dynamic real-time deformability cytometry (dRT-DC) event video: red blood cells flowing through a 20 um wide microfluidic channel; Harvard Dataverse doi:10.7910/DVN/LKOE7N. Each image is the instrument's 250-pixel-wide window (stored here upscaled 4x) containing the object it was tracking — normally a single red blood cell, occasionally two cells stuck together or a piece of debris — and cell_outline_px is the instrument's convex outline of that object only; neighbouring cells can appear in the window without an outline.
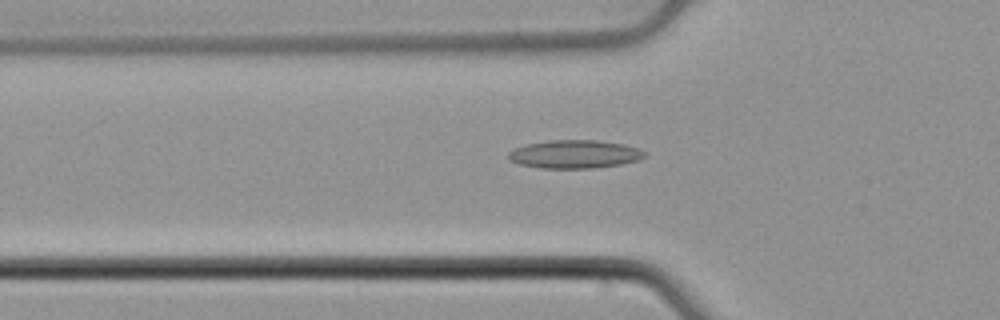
{"species": "common noctule bat (a hibernating species)", "species_latin": "Nyctalus noctula", "temperature_condition": "cold", "stored_images_in_passage": 51, "camera_frame_rate_fps": 3000, "um_per_image_px": 0.085, "animal": {"sex": "male", "body_mass_g": 21.5, "forearm_length_mm": 52.0}, "frame": {"image": 1, "passage_image": 18, "time_ms": 5.667, "image_size_px": [1000, 320], "cell_outline_px": [[648, 152], [644, 156], [636, 160], [620, 164], [596, 168], [540, 168], [520, 164], [508, 160], [508, 152], [524, 144], [548, 140], [596, 140], [624, 144]], "centroid_in_image_um": [48.81, 13.1], "position_along_channel_um": 77.0, "area_um2": 22.43}}
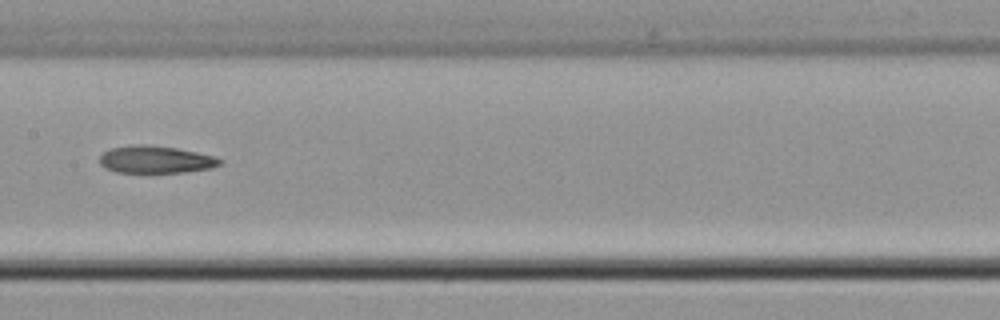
{"frame": {"image": 2, "passage_image": 27, "time_ms": 8.667, "image_size_px": [1000, 320], "cell_outline_px": [[224, 160], [220, 164], [212, 168], [184, 172], [116, 172], [104, 168], [100, 164], [100, 156], [104, 152], [112, 148], [132, 144], [144, 144], [176, 148], [196, 152], [212, 156]], "centroid_in_image_um": [13.21, 13.56], "position_along_channel_um": 194.2, "area_um2": 19.07}}
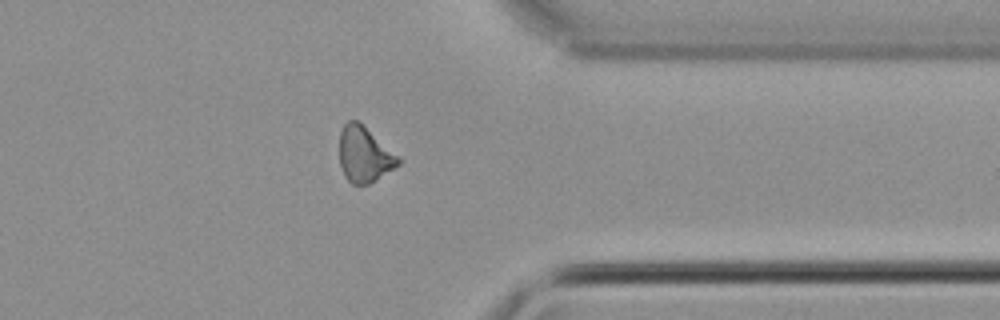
{"frame": {"image": 3, "passage_image": 42, "time_ms": 13.667, "image_size_px": [1000, 320], "cell_outline_px": [[400, 164], [368, 184], [352, 184], [344, 176], [340, 164], [340, 132], [344, 124], [348, 120], [356, 120], [396, 156], [400, 160]], "centroid_in_image_um": [30.91, 13.16], "position_along_channel_um": 380.5, "area_um2": 18.21}}